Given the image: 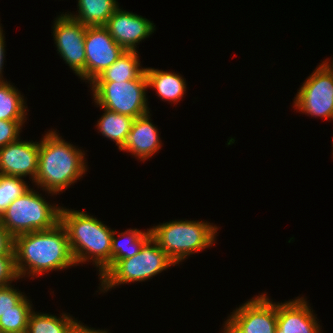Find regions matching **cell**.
Segmentation results:
<instances>
[{
  "mask_svg": "<svg viewBox=\"0 0 333 333\" xmlns=\"http://www.w3.org/2000/svg\"><path fill=\"white\" fill-rule=\"evenodd\" d=\"M68 333H108L107 330L103 329H96L83 325V323L76 320L68 330Z\"/></svg>",
  "mask_w": 333,
  "mask_h": 333,
  "instance_id": "obj_29",
  "label": "cell"
},
{
  "mask_svg": "<svg viewBox=\"0 0 333 333\" xmlns=\"http://www.w3.org/2000/svg\"><path fill=\"white\" fill-rule=\"evenodd\" d=\"M23 178L0 174V217L6 208L29 189Z\"/></svg>",
  "mask_w": 333,
  "mask_h": 333,
  "instance_id": "obj_24",
  "label": "cell"
},
{
  "mask_svg": "<svg viewBox=\"0 0 333 333\" xmlns=\"http://www.w3.org/2000/svg\"><path fill=\"white\" fill-rule=\"evenodd\" d=\"M138 53V51H125L92 82H126L137 79L145 71V68L140 64Z\"/></svg>",
  "mask_w": 333,
  "mask_h": 333,
  "instance_id": "obj_19",
  "label": "cell"
},
{
  "mask_svg": "<svg viewBox=\"0 0 333 333\" xmlns=\"http://www.w3.org/2000/svg\"><path fill=\"white\" fill-rule=\"evenodd\" d=\"M78 13L68 14L86 27L106 26L108 19L119 8L117 0H77Z\"/></svg>",
  "mask_w": 333,
  "mask_h": 333,
  "instance_id": "obj_17",
  "label": "cell"
},
{
  "mask_svg": "<svg viewBox=\"0 0 333 333\" xmlns=\"http://www.w3.org/2000/svg\"><path fill=\"white\" fill-rule=\"evenodd\" d=\"M313 311L305 297L277 302L276 333H321Z\"/></svg>",
  "mask_w": 333,
  "mask_h": 333,
  "instance_id": "obj_14",
  "label": "cell"
},
{
  "mask_svg": "<svg viewBox=\"0 0 333 333\" xmlns=\"http://www.w3.org/2000/svg\"><path fill=\"white\" fill-rule=\"evenodd\" d=\"M89 87L97 107L134 119L150 112L145 71L137 79L126 82H91Z\"/></svg>",
  "mask_w": 333,
  "mask_h": 333,
  "instance_id": "obj_7",
  "label": "cell"
},
{
  "mask_svg": "<svg viewBox=\"0 0 333 333\" xmlns=\"http://www.w3.org/2000/svg\"><path fill=\"white\" fill-rule=\"evenodd\" d=\"M40 141L21 140L0 148V174L35 180L38 171Z\"/></svg>",
  "mask_w": 333,
  "mask_h": 333,
  "instance_id": "obj_13",
  "label": "cell"
},
{
  "mask_svg": "<svg viewBox=\"0 0 333 333\" xmlns=\"http://www.w3.org/2000/svg\"><path fill=\"white\" fill-rule=\"evenodd\" d=\"M77 320L72 315L61 313L60 317L33 310L28 320L26 333H68L71 325Z\"/></svg>",
  "mask_w": 333,
  "mask_h": 333,
  "instance_id": "obj_22",
  "label": "cell"
},
{
  "mask_svg": "<svg viewBox=\"0 0 333 333\" xmlns=\"http://www.w3.org/2000/svg\"><path fill=\"white\" fill-rule=\"evenodd\" d=\"M100 108L104 113L97 120V130L102 136L115 142L120 151L127 141L134 118L102 107Z\"/></svg>",
  "mask_w": 333,
  "mask_h": 333,
  "instance_id": "obj_20",
  "label": "cell"
},
{
  "mask_svg": "<svg viewBox=\"0 0 333 333\" xmlns=\"http://www.w3.org/2000/svg\"><path fill=\"white\" fill-rule=\"evenodd\" d=\"M26 121L0 120V148L20 139Z\"/></svg>",
  "mask_w": 333,
  "mask_h": 333,
  "instance_id": "obj_26",
  "label": "cell"
},
{
  "mask_svg": "<svg viewBox=\"0 0 333 333\" xmlns=\"http://www.w3.org/2000/svg\"><path fill=\"white\" fill-rule=\"evenodd\" d=\"M13 251L19 279H33L52 270L59 271L76 266L67 232L60 222L47 230L14 237Z\"/></svg>",
  "mask_w": 333,
  "mask_h": 333,
  "instance_id": "obj_1",
  "label": "cell"
},
{
  "mask_svg": "<svg viewBox=\"0 0 333 333\" xmlns=\"http://www.w3.org/2000/svg\"><path fill=\"white\" fill-rule=\"evenodd\" d=\"M231 313L222 333H276L277 303L265 293L252 297Z\"/></svg>",
  "mask_w": 333,
  "mask_h": 333,
  "instance_id": "obj_9",
  "label": "cell"
},
{
  "mask_svg": "<svg viewBox=\"0 0 333 333\" xmlns=\"http://www.w3.org/2000/svg\"><path fill=\"white\" fill-rule=\"evenodd\" d=\"M55 19L52 31L57 53L78 78L86 82V26L66 13Z\"/></svg>",
  "mask_w": 333,
  "mask_h": 333,
  "instance_id": "obj_10",
  "label": "cell"
},
{
  "mask_svg": "<svg viewBox=\"0 0 333 333\" xmlns=\"http://www.w3.org/2000/svg\"><path fill=\"white\" fill-rule=\"evenodd\" d=\"M10 81L0 83V120L27 121L26 99Z\"/></svg>",
  "mask_w": 333,
  "mask_h": 333,
  "instance_id": "obj_21",
  "label": "cell"
},
{
  "mask_svg": "<svg viewBox=\"0 0 333 333\" xmlns=\"http://www.w3.org/2000/svg\"><path fill=\"white\" fill-rule=\"evenodd\" d=\"M2 24H0V83L6 82L3 78V66H4V60H5V36L3 34Z\"/></svg>",
  "mask_w": 333,
  "mask_h": 333,
  "instance_id": "obj_30",
  "label": "cell"
},
{
  "mask_svg": "<svg viewBox=\"0 0 333 333\" xmlns=\"http://www.w3.org/2000/svg\"><path fill=\"white\" fill-rule=\"evenodd\" d=\"M56 131L48 130L40 140L38 171L33 182L50 196L63 193L88 169L85 151L65 141Z\"/></svg>",
  "mask_w": 333,
  "mask_h": 333,
  "instance_id": "obj_2",
  "label": "cell"
},
{
  "mask_svg": "<svg viewBox=\"0 0 333 333\" xmlns=\"http://www.w3.org/2000/svg\"><path fill=\"white\" fill-rule=\"evenodd\" d=\"M293 105L307 116L333 120V72L324 62L304 80Z\"/></svg>",
  "mask_w": 333,
  "mask_h": 333,
  "instance_id": "obj_8",
  "label": "cell"
},
{
  "mask_svg": "<svg viewBox=\"0 0 333 333\" xmlns=\"http://www.w3.org/2000/svg\"><path fill=\"white\" fill-rule=\"evenodd\" d=\"M145 75L147 88L155 89L162 101L177 104L186 94V79L179 73L145 67Z\"/></svg>",
  "mask_w": 333,
  "mask_h": 333,
  "instance_id": "obj_16",
  "label": "cell"
},
{
  "mask_svg": "<svg viewBox=\"0 0 333 333\" xmlns=\"http://www.w3.org/2000/svg\"><path fill=\"white\" fill-rule=\"evenodd\" d=\"M176 263L151 237L134 256L117 261L101 278L99 292H107L115 286L144 282L152 279Z\"/></svg>",
  "mask_w": 333,
  "mask_h": 333,
  "instance_id": "obj_6",
  "label": "cell"
},
{
  "mask_svg": "<svg viewBox=\"0 0 333 333\" xmlns=\"http://www.w3.org/2000/svg\"><path fill=\"white\" fill-rule=\"evenodd\" d=\"M105 27L125 51H138L137 45L150 37L156 29L152 21L120 7L108 19Z\"/></svg>",
  "mask_w": 333,
  "mask_h": 333,
  "instance_id": "obj_12",
  "label": "cell"
},
{
  "mask_svg": "<svg viewBox=\"0 0 333 333\" xmlns=\"http://www.w3.org/2000/svg\"><path fill=\"white\" fill-rule=\"evenodd\" d=\"M45 199L41 193L29 188L6 208L0 224L13 237L54 227L60 222L61 207Z\"/></svg>",
  "mask_w": 333,
  "mask_h": 333,
  "instance_id": "obj_5",
  "label": "cell"
},
{
  "mask_svg": "<svg viewBox=\"0 0 333 333\" xmlns=\"http://www.w3.org/2000/svg\"><path fill=\"white\" fill-rule=\"evenodd\" d=\"M333 59V58H332ZM332 62H330L329 58H327L326 60H324L323 62L326 64V66L333 72V60H331Z\"/></svg>",
  "mask_w": 333,
  "mask_h": 333,
  "instance_id": "obj_31",
  "label": "cell"
},
{
  "mask_svg": "<svg viewBox=\"0 0 333 333\" xmlns=\"http://www.w3.org/2000/svg\"><path fill=\"white\" fill-rule=\"evenodd\" d=\"M60 223L67 232L68 243L77 265L92 262L101 278L109 269L114 230L82 210L61 206Z\"/></svg>",
  "mask_w": 333,
  "mask_h": 333,
  "instance_id": "obj_3",
  "label": "cell"
},
{
  "mask_svg": "<svg viewBox=\"0 0 333 333\" xmlns=\"http://www.w3.org/2000/svg\"><path fill=\"white\" fill-rule=\"evenodd\" d=\"M124 52L105 26L86 27V82L90 84Z\"/></svg>",
  "mask_w": 333,
  "mask_h": 333,
  "instance_id": "obj_11",
  "label": "cell"
},
{
  "mask_svg": "<svg viewBox=\"0 0 333 333\" xmlns=\"http://www.w3.org/2000/svg\"><path fill=\"white\" fill-rule=\"evenodd\" d=\"M113 232L111 243L110 268L119 260L134 256L141 251L143 245L152 237L151 229L145 231L134 228L119 233ZM121 236V237H120Z\"/></svg>",
  "mask_w": 333,
  "mask_h": 333,
  "instance_id": "obj_18",
  "label": "cell"
},
{
  "mask_svg": "<svg viewBox=\"0 0 333 333\" xmlns=\"http://www.w3.org/2000/svg\"><path fill=\"white\" fill-rule=\"evenodd\" d=\"M151 121L150 112L135 118L127 141L120 151L131 153L143 162L152 158L161 149L162 140L158 128Z\"/></svg>",
  "mask_w": 333,
  "mask_h": 333,
  "instance_id": "obj_15",
  "label": "cell"
},
{
  "mask_svg": "<svg viewBox=\"0 0 333 333\" xmlns=\"http://www.w3.org/2000/svg\"><path fill=\"white\" fill-rule=\"evenodd\" d=\"M207 221L172 220L151 227L152 238L177 264L214 245L219 227Z\"/></svg>",
  "mask_w": 333,
  "mask_h": 333,
  "instance_id": "obj_4",
  "label": "cell"
},
{
  "mask_svg": "<svg viewBox=\"0 0 333 333\" xmlns=\"http://www.w3.org/2000/svg\"><path fill=\"white\" fill-rule=\"evenodd\" d=\"M13 286L10 284L0 287V318L8 311L16 310V305L26 296Z\"/></svg>",
  "mask_w": 333,
  "mask_h": 333,
  "instance_id": "obj_25",
  "label": "cell"
},
{
  "mask_svg": "<svg viewBox=\"0 0 333 333\" xmlns=\"http://www.w3.org/2000/svg\"><path fill=\"white\" fill-rule=\"evenodd\" d=\"M19 280L14 256H0V287Z\"/></svg>",
  "mask_w": 333,
  "mask_h": 333,
  "instance_id": "obj_27",
  "label": "cell"
},
{
  "mask_svg": "<svg viewBox=\"0 0 333 333\" xmlns=\"http://www.w3.org/2000/svg\"><path fill=\"white\" fill-rule=\"evenodd\" d=\"M25 296L17 305L0 318V330L5 333H26L28 320L33 311L32 302Z\"/></svg>",
  "mask_w": 333,
  "mask_h": 333,
  "instance_id": "obj_23",
  "label": "cell"
},
{
  "mask_svg": "<svg viewBox=\"0 0 333 333\" xmlns=\"http://www.w3.org/2000/svg\"><path fill=\"white\" fill-rule=\"evenodd\" d=\"M14 237L0 224V256H14Z\"/></svg>",
  "mask_w": 333,
  "mask_h": 333,
  "instance_id": "obj_28",
  "label": "cell"
}]
</instances>
